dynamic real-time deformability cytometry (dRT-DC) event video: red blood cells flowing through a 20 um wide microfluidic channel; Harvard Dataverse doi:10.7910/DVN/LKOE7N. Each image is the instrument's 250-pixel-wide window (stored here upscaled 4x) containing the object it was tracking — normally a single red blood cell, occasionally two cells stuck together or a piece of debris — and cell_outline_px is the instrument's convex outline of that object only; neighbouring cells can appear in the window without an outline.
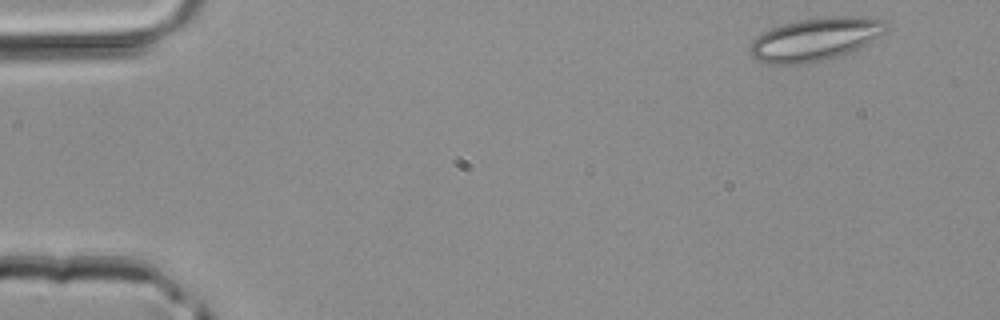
{"species": "common noctule bat (a hibernating species)", "species_latin": "Nyctalus noctula", "temperature_condition": "room temperature", "stored_images_in_passage": 4, "camera_frame_rate_fps": 3000, "um_per_image_px": 0.085, "animal": {"sex": "male", "body_mass_g": 20.4}, "frame": {"image": 1, "passage_image": 1, "time_ms": 0.0, "image_size_px": [1000, 320], "cell_outline_px": [[888, 28], [880, 36], [848, 52], [824, 60], [808, 64], [768, 64], [752, 56], [748, 52], [748, 48], [752, 40], [756, 36], [772, 28], [784, 24], [800, 20], [832, 16], [880, 16], [888, 24]], "centroid_in_image_um": [69.31, 3.32], "position_along_channel_um": 15.7, "area_um2": 34.16}}